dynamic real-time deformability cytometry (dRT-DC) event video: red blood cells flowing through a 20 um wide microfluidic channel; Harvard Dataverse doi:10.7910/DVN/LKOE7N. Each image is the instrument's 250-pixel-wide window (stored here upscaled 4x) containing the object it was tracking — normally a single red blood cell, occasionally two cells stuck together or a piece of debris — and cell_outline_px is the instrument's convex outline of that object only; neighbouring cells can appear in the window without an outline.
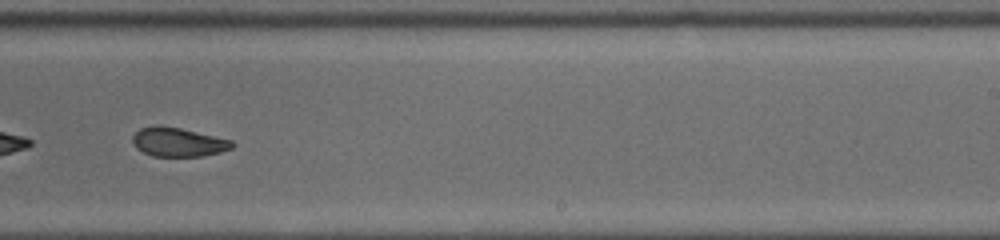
{"species": "common noctule bat (a hibernating species)", "species_latin": "Nyctalus noctula", "temperature_condition": "cold", "stored_images_in_passage": 36, "camera_frame_rate_fps": 3000, "um_per_image_px": 0.085, "animal": {"sex": "male", "body_mass_g": 19.0, "forearm_length_mm": 50.8}, "frame": {"image": 1, "passage_image": 26, "time_ms": 8.333, "image_size_px": [1000, 240], "cell_outline_px": [[236, 144], [232, 148], [220, 152], [204, 156], [152, 156], [136, 148], [132, 140], [132, 136], [140, 128], [156, 124], [160, 124], [180, 128], [232, 140]], "centroid_in_image_um": [15.14, 12.07], "position_along_channel_um": 273.9, "area_um2": 16.94}, "authors_computed_cell_mechanics": {"area_um2": 18.6405, "velocity_mm_per_s": 3.943, "shape_relaxation_time_tau1_ms": null, "shape_relaxation_time_tau2_ms": 3.2458, "deformation_change_tau1": null, "deformation_change_tau2": 0.0944}}